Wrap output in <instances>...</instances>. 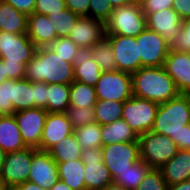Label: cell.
<instances>
[{
  "mask_svg": "<svg viewBox=\"0 0 190 190\" xmlns=\"http://www.w3.org/2000/svg\"><path fill=\"white\" fill-rule=\"evenodd\" d=\"M24 79L47 84H68L74 81V66L56 55L49 47H39L25 65Z\"/></svg>",
  "mask_w": 190,
  "mask_h": 190,
  "instance_id": "cell-1",
  "label": "cell"
},
{
  "mask_svg": "<svg viewBox=\"0 0 190 190\" xmlns=\"http://www.w3.org/2000/svg\"><path fill=\"white\" fill-rule=\"evenodd\" d=\"M133 96L164 103L176 98L178 92L174 80L161 67H141L131 74Z\"/></svg>",
  "mask_w": 190,
  "mask_h": 190,
  "instance_id": "cell-2",
  "label": "cell"
},
{
  "mask_svg": "<svg viewBox=\"0 0 190 190\" xmlns=\"http://www.w3.org/2000/svg\"><path fill=\"white\" fill-rule=\"evenodd\" d=\"M190 124V102L186 94L160 103L152 127L153 133L169 136L179 149V132Z\"/></svg>",
  "mask_w": 190,
  "mask_h": 190,
  "instance_id": "cell-3",
  "label": "cell"
},
{
  "mask_svg": "<svg viewBox=\"0 0 190 190\" xmlns=\"http://www.w3.org/2000/svg\"><path fill=\"white\" fill-rule=\"evenodd\" d=\"M146 28V16L138 2L114 8L109 19L105 22L106 35L137 37Z\"/></svg>",
  "mask_w": 190,
  "mask_h": 190,
  "instance_id": "cell-4",
  "label": "cell"
},
{
  "mask_svg": "<svg viewBox=\"0 0 190 190\" xmlns=\"http://www.w3.org/2000/svg\"><path fill=\"white\" fill-rule=\"evenodd\" d=\"M140 159L151 168L159 169L178 152L176 143L169 137L152 131L139 135Z\"/></svg>",
  "mask_w": 190,
  "mask_h": 190,
  "instance_id": "cell-5",
  "label": "cell"
},
{
  "mask_svg": "<svg viewBox=\"0 0 190 190\" xmlns=\"http://www.w3.org/2000/svg\"><path fill=\"white\" fill-rule=\"evenodd\" d=\"M159 103L135 96L124 102L121 119L139 136L151 131Z\"/></svg>",
  "mask_w": 190,
  "mask_h": 190,
  "instance_id": "cell-6",
  "label": "cell"
},
{
  "mask_svg": "<svg viewBox=\"0 0 190 190\" xmlns=\"http://www.w3.org/2000/svg\"><path fill=\"white\" fill-rule=\"evenodd\" d=\"M95 92L97 100L125 102L133 96L131 74L119 70L102 72Z\"/></svg>",
  "mask_w": 190,
  "mask_h": 190,
  "instance_id": "cell-7",
  "label": "cell"
},
{
  "mask_svg": "<svg viewBox=\"0 0 190 190\" xmlns=\"http://www.w3.org/2000/svg\"><path fill=\"white\" fill-rule=\"evenodd\" d=\"M36 150V148L26 147L23 150L6 154L0 178L9 190L28 181L32 156Z\"/></svg>",
  "mask_w": 190,
  "mask_h": 190,
  "instance_id": "cell-8",
  "label": "cell"
},
{
  "mask_svg": "<svg viewBox=\"0 0 190 190\" xmlns=\"http://www.w3.org/2000/svg\"><path fill=\"white\" fill-rule=\"evenodd\" d=\"M103 162L112 178L121 176L133 163L140 160L139 142L116 143L101 147Z\"/></svg>",
  "mask_w": 190,
  "mask_h": 190,
  "instance_id": "cell-9",
  "label": "cell"
},
{
  "mask_svg": "<svg viewBox=\"0 0 190 190\" xmlns=\"http://www.w3.org/2000/svg\"><path fill=\"white\" fill-rule=\"evenodd\" d=\"M141 67H161L170 51L169 43L157 32L146 28L136 37Z\"/></svg>",
  "mask_w": 190,
  "mask_h": 190,
  "instance_id": "cell-10",
  "label": "cell"
},
{
  "mask_svg": "<svg viewBox=\"0 0 190 190\" xmlns=\"http://www.w3.org/2000/svg\"><path fill=\"white\" fill-rule=\"evenodd\" d=\"M37 49L27 34L0 31V59L2 62L27 64L34 57Z\"/></svg>",
  "mask_w": 190,
  "mask_h": 190,
  "instance_id": "cell-11",
  "label": "cell"
},
{
  "mask_svg": "<svg viewBox=\"0 0 190 190\" xmlns=\"http://www.w3.org/2000/svg\"><path fill=\"white\" fill-rule=\"evenodd\" d=\"M48 112L43 108H30L15 112L14 118L26 147L38 149Z\"/></svg>",
  "mask_w": 190,
  "mask_h": 190,
  "instance_id": "cell-12",
  "label": "cell"
},
{
  "mask_svg": "<svg viewBox=\"0 0 190 190\" xmlns=\"http://www.w3.org/2000/svg\"><path fill=\"white\" fill-rule=\"evenodd\" d=\"M81 160L84 163V183L86 190H103L113 182L110 171L104 165L101 149H83Z\"/></svg>",
  "mask_w": 190,
  "mask_h": 190,
  "instance_id": "cell-13",
  "label": "cell"
},
{
  "mask_svg": "<svg viewBox=\"0 0 190 190\" xmlns=\"http://www.w3.org/2000/svg\"><path fill=\"white\" fill-rule=\"evenodd\" d=\"M113 48L119 71L134 73L140 69V56L136 37L105 35Z\"/></svg>",
  "mask_w": 190,
  "mask_h": 190,
  "instance_id": "cell-14",
  "label": "cell"
},
{
  "mask_svg": "<svg viewBox=\"0 0 190 190\" xmlns=\"http://www.w3.org/2000/svg\"><path fill=\"white\" fill-rule=\"evenodd\" d=\"M59 179L57 162L50 156L48 151L37 149L32 156L28 181L39 187L49 189Z\"/></svg>",
  "mask_w": 190,
  "mask_h": 190,
  "instance_id": "cell-15",
  "label": "cell"
},
{
  "mask_svg": "<svg viewBox=\"0 0 190 190\" xmlns=\"http://www.w3.org/2000/svg\"><path fill=\"white\" fill-rule=\"evenodd\" d=\"M73 133L74 129L65 113L48 112L38 149L48 151L63 138Z\"/></svg>",
  "mask_w": 190,
  "mask_h": 190,
  "instance_id": "cell-16",
  "label": "cell"
},
{
  "mask_svg": "<svg viewBox=\"0 0 190 190\" xmlns=\"http://www.w3.org/2000/svg\"><path fill=\"white\" fill-rule=\"evenodd\" d=\"M163 68L174 80L180 94L190 91V53L170 50Z\"/></svg>",
  "mask_w": 190,
  "mask_h": 190,
  "instance_id": "cell-17",
  "label": "cell"
},
{
  "mask_svg": "<svg viewBox=\"0 0 190 190\" xmlns=\"http://www.w3.org/2000/svg\"><path fill=\"white\" fill-rule=\"evenodd\" d=\"M106 35L105 23L88 16L79 17L69 38L79 48H91Z\"/></svg>",
  "mask_w": 190,
  "mask_h": 190,
  "instance_id": "cell-18",
  "label": "cell"
},
{
  "mask_svg": "<svg viewBox=\"0 0 190 190\" xmlns=\"http://www.w3.org/2000/svg\"><path fill=\"white\" fill-rule=\"evenodd\" d=\"M147 28L161 35L169 45L175 35L182 30V19L173 8L145 14Z\"/></svg>",
  "mask_w": 190,
  "mask_h": 190,
  "instance_id": "cell-19",
  "label": "cell"
},
{
  "mask_svg": "<svg viewBox=\"0 0 190 190\" xmlns=\"http://www.w3.org/2000/svg\"><path fill=\"white\" fill-rule=\"evenodd\" d=\"M27 35L37 48L48 47L58 38L51 19L38 13L28 15Z\"/></svg>",
  "mask_w": 190,
  "mask_h": 190,
  "instance_id": "cell-20",
  "label": "cell"
},
{
  "mask_svg": "<svg viewBox=\"0 0 190 190\" xmlns=\"http://www.w3.org/2000/svg\"><path fill=\"white\" fill-rule=\"evenodd\" d=\"M74 80L95 86L102 73L99 65L92 59L90 48H79L72 62Z\"/></svg>",
  "mask_w": 190,
  "mask_h": 190,
  "instance_id": "cell-21",
  "label": "cell"
},
{
  "mask_svg": "<svg viewBox=\"0 0 190 190\" xmlns=\"http://www.w3.org/2000/svg\"><path fill=\"white\" fill-rule=\"evenodd\" d=\"M159 169L167 186L190 179V150L179 149L177 154Z\"/></svg>",
  "mask_w": 190,
  "mask_h": 190,
  "instance_id": "cell-22",
  "label": "cell"
},
{
  "mask_svg": "<svg viewBox=\"0 0 190 190\" xmlns=\"http://www.w3.org/2000/svg\"><path fill=\"white\" fill-rule=\"evenodd\" d=\"M0 148L7 154L26 148L14 115L0 116Z\"/></svg>",
  "mask_w": 190,
  "mask_h": 190,
  "instance_id": "cell-23",
  "label": "cell"
},
{
  "mask_svg": "<svg viewBox=\"0 0 190 190\" xmlns=\"http://www.w3.org/2000/svg\"><path fill=\"white\" fill-rule=\"evenodd\" d=\"M28 16L16 10L9 3L0 2V31L13 34H27Z\"/></svg>",
  "mask_w": 190,
  "mask_h": 190,
  "instance_id": "cell-24",
  "label": "cell"
},
{
  "mask_svg": "<svg viewBox=\"0 0 190 190\" xmlns=\"http://www.w3.org/2000/svg\"><path fill=\"white\" fill-rule=\"evenodd\" d=\"M101 136L102 146L116 143L139 142V136L121 118L110 124L101 125Z\"/></svg>",
  "mask_w": 190,
  "mask_h": 190,
  "instance_id": "cell-25",
  "label": "cell"
},
{
  "mask_svg": "<svg viewBox=\"0 0 190 190\" xmlns=\"http://www.w3.org/2000/svg\"><path fill=\"white\" fill-rule=\"evenodd\" d=\"M57 164L60 180L72 190H86L84 183L85 166L81 159Z\"/></svg>",
  "mask_w": 190,
  "mask_h": 190,
  "instance_id": "cell-26",
  "label": "cell"
},
{
  "mask_svg": "<svg viewBox=\"0 0 190 190\" xmlns=\"http://www.w3.org/2000/svg\"><path fill=\"white\" fill-rule=\"evenodd\" d=\"M48 153L57 163H64L81 159L82 149L73 133L51 147Z\"/></svg>",
  "mask_w": 190,
  "mask_h": 190,
  "instance_id": "cell-27",
  "label": "cell"
},
{
  "mask_svg": "<svg viewBox=\"0 0 190 190\" xmlns=\"http://www.w3.org/2000/svg\"><path fill=\"white\" fill-rule=\"evenodd\" d=\"M13 114L17 111L34 108L33 82L28 79L13 80Z\"/></svg>",
  "mask_w": 190,
  "mask_h": 190,
  "instance_id": "cell-28",
  "label": "cell"
},
{
  "mask_svg": "<svg viewBox=\"0 0 190 190\" xmlns=\"http://www.w3.org/2000/svg\"><path fill=\"white\" fill-rule=\"evenodd\" d=\"M70 106V85L47 84V112L65 113Z\"/></svg>",
  "mask_w": 190,
  "mask_h": 190,
  "instance_id": "cell-29",
  "label": "cell"
},
{
  "mask_svg": "<svg viewBox=\"0 0 190 190\" xmlns=\"http://www.w3.org/2000/svg\"><path fill=\"white\" fill-rule=\"evenodd\" d=\"M90 50L92 59L99 65L102 72L118 70L113 48L106 36L92 46Z\"/></svg>",
  "mask_w": 190,
  "mask_h": 190,
  "instance_id": "cell-30",
  "label": "cell"
},
{
  "mask_svg": "<svg viewBox=\"0 0 190 190\" xmlns=\"http://www.w3.org/2000/svg\"><path fill=\"white\" fill-rule=\"evenodd\" d=\"M96 101L95 86L75 80L70 84V106L94 108Z\"/></svg>",
  "mask_w": 190,
  "mask_h": 190,
  "instance_id": "cell-31",
  "label": "cell"
},
{
  "mask_svg": "<svg viewBox=\"0 0 190 190\" xmlns=\"http://www.w3.org/2000/svg\"><path fill=\"white\" fill-rule=\"evenodd\" d=\"M150 169L151 167L140 159L121 173V176L115 177L113 182L124 186L128 190H135L141 184Z\"/></svg>",
  "mask_w": 190,
  "mask_h": 190,
  "instance_id": "cell-32",
  "label": "cell"
},
{
  "mask_svg": "<svg viewBox=\"0 0 190 190\" xmlns=\"http://www.w3.org/2000/svg\"><path fill=\"white\" fill-rule=\"evenodd\" d=\"M124 102L97 100L94 106L95 120L99 125L110 124L122 117Z\"/></svg>",
  "mask_w": 190,
  "mask_h": 190,
  "instance_id": "cell-33",
  "label": "cell"
},
{
  "mask_svg": "<svg viewBox=\"0 0 190 190\" xmlns=\"http://www.w3.org/2000/svg\"><path fill=\"white\" fill-rule=\"evenodd\" d=\"M74 135L82 150L88 148L101 149L102 147L101 125L97 122L74 129Z\"/></svg>",
  "mask_w": 190,
  "mask_h": 190,
  "instance_id": "cell-34",
  "label": "cell"
},
{
  "mask_svg": "<svg viewBox=\"0 0 190 190\" xmlns=\"http://www.w3.org/2000/svg\"><path fill=\"white\" fill-rule=\"evenodd\" d=\"M79 17V15L67 8L48 15V18H50L52 21L58 38L69 37V34L74 28V25L78 21Z\"/></svg>",
  "mask_w": 190,
  "mask_h": 190,
  "instance_id": "cell-35",
  "label": "cell"
},
{
  "mask_svg": "<svg viewBox=\"0 0 190 190\" xmlns=\"http://www.w3.org/2000/svg\"><path fill=\"white\" fill-rule=\"evenodd\" d=\"M94 108L69 106L65 112L73 129L96 122Z\"/></svg>",
  "mask_w": 190,
  "mask_h": 190,
  "instance_id": "cell-36",
  "label": "cell"
},
{
  "mask_svg": "<svg viewBox=\"0 0 190 190\" xmlns=\"http://www.w3.org/2000/svg\"><path fill=\"white\" fill-rule=\"evenodd\" d=\"M56 55L64 58V61L72 63L76 56L79 47L69 38H57L52 44L48 46Z\"/></svg>",
  "mask_w": 190,
  "mask_h": 190,
  "instance_id": "cell-37",
  "label": "cell"
},
{
  "mask_svg": "<svg viewBox=\"0 0 190 190\" xmlns=\"http://www.w3.org/2000/svg\"><path fill=\"white\" fill-rule=\"evenodd\" d=\"M135 190H167V184L161 170L151 168Z\"/></svg>",
  "mask_w": 190,
  "mask_h": 190,
  "instance_id": "cell-38",
  "label": "cell"
},
{
  "mask_svg": "<svg viewBox=\"0 0 190 190\" xmlns=\"http://www.w3.org/2000/svg\"><path fill=\"white\" fill-rule=\"evenodd\" d=\"M170 50L190 53V18L182 21V30L175 35Z\"/></svg>",
  "mask_w": 190,
  "mask_h": 190,
  "instance_id": "cell-39",
  "label": "cell"
},
{
  "mask_svg": "<svg viewBox=\"0 0 190 190\" xmlns=\"http://www.w3.org/2000/svg\"><path fill=\"white\" fill-rule=\"evenodd\" d=\"M114 8L109 0H90L89 17L106 22Z\"/></svg>",
  "mask_w": 190,
  "mask_h": 190,
  "instance_id": "cell-40",
  "label": "cell"
},
{
  "mask_svg": "<svg viewBox=\"0 0 190 190\" xmlns=\"http://www.w3.org/2000/svg\"><path fill=\"white\" fill-rule=\"evenodd\" d=\"M12 86L13 79L0 84V116L13 115Z\"/></svg>",
  "mask_w": 190,
  "mask_h": 190,
  "instance_id": "cell-41",
  "label": "cell"
},
{
  "mask_svg": "<svg viewBox=\"0 0 190 190\" xmlns=\"http://www.w3.org/2000/svg\"><path fill=\"white\" fill-rule=\"evenodd\" d=\"M66 9L65 0H36L34 13L50 15Z\"/></svg>",
  "mask_w": 190,
  "mask_h": 190,
  "instance_id": "cell-42",
  "label": "cell"
},
{
  "mask_svg": "<svg viewBox=\"0 0 190 190\" xmlns=\"http://www.w3.org/2000/svg\"><path fill=\"white\" fill-rule=\"evenodd\" d=\"M174 0H143L141 9L144 14L159 12L172 8Z\"/></svg>",
  "mask_w": 190,
  "mask_h": 190,
  "instance_id": "cell-43",
  "label": "cell"
},
{
  "mask_svg": "<svg viewBox=\"0 0 190 190\" xmlns=\"http://www.w3.org/2000/svg\"><path fill=\"white\" fill-rule=\"evenodd\" d=\"M34 108H43L47 111V83L33 82Z\"/></svg>",
  "mask_w": 190,
  "mask_h": 190,
  "instance_id": "cell-44",
  "label": "cell"
},
{
  "mask_svg": "<svg viewBox=\"0 0 190 190\" xmlns=\"http://www.w3.org/2000/svg\"><path fill=\"white\" fill-rule=\"evenodd\" d=\"M66 8L79 15L89 17L90 0H65Z\"/></svg>",
  "mask_w": 190,
  "mask_h": 190,
  "instance_id": "cell-45",
  "label": "cell"
},
{
  "mask_svg": "<svg viewBox=\"0 0 190 190\" xmlns=\"http://www.w3.org/2000/svg\"><path fill=\"white\" fill-rule=\"evenodd\" d=\"M5 64L6 77L8 79L20 80L25 76V63L3 62Z\"/></svg>",
  "mask_w": 190,
  "mask_h": 190,
  "instance_id": "cell-46",
  "label": "cell"
},
{
  "mask_svg": "<svg viewBox=\"0 0 190 190\" xmlns=\"http://www.w3.org/2000/svg\"><path fill=\"white\" fill-rule=\"evenodd\" d=\"M12 5L16 10L24 14L31 15L34 13L36 0H3Z\"/></svg>",
  "mask_w": 190,
  "mask_h": 190,
  "instance_id": "cell-47",
  "label": "cell"
},
{
  "mask_svg": "<svg viewBox=\"0 0 190 190\" xmlns=\"http://www.w3.org/2000/svg\"><path fill=\"white\" fill-rule=\"evenodd\" d=\"M172 8L182 20L190 18V0H174Z\"/></svg>",
  "mask_w": 190,
  "mask_h": 190,
  "instance_id": "cell-48",
  "label": "cell"
},
{
  "mask_svg": "<svg viewBox=\"0 0 190 190\" xmlns=\"http://www.w3.org/2000/svg\"><path fill=\"white\" fill-rule=\"evenodd\" d=\"M179 149L190 150V124L184 125L179 132Z\"/></svg>",
  "mask_w": 190,
  "mask_h": 190,
  "instance_id": "cell-49",
  "label": "cell"
},
{
  "mask_svg": "<svg viewBox=\"0 0 190 190\" xmlns=\"http://www.w3.org/2000/svg\"><path fill=\"white\" fill-rule=\"evenodd\" d=\"M13 190H49V189L39 187L34 183L26 181L24 183L17 185Z\"/></svg>",
  "mask_w": 190,
  "mask_h": 190,
  "instance_id": "cell-50",
  "label": "cell"
},
{
  "mask_svg": "<svg viewBox=\"0 0 190 190\" xmlns=\"http://www.w3.org/2000/svg\"><path fill=\"white\" fill-rule=\"evenodd\" d=\"M167 190H190V179L181 183L167 186Z\"/></svg>",
  "mask_w": 190,
  "mask_h": 190,
  "instance_id": "cell-51",
  "label": "cell"
},
{
  "mask_svg": "<svg viewBox=\"0 0 190 190\" xmlns=\"http://www.w3.org/2000/svg\"><path fill=\"white\" fill-rule=\"evenodd\" d=\"M49 190H72L62 180H58L55 185L49 188Z\"/></svg>",
  "mask_w": 190,
  "mask_h": 190,
  "instance_id": "cell-52",
  "label": "cell"
},
{
  "mask_svg": "<svg viewBox=\"0 0 190 190\" xmlns=\"http://www.w3.org/2000/svg\"><path fill=\"white\" fill-rule=\"evenodd\" d=\"M109 1L112 4L113 8H117L122 5H126L133 2V0H109Z\"/></svg>",
  "mask_w": 190,
  "mask_h": 190,
  "instance_id": "cell-53",
  "label": "cell"
},
{
  "mask_svg": "<svg viewBox=\"0 0 190 190\" xmlns=\"http://www.w3.org/2000/svg\"><path fill=\"white\" fill-rule=\"evenodd\" d=\"M6 80H8V78L6 77L5 64L0 59V84Z\"/></svg>",
  "mask_w": 190,
  "mask_h": 190,
  "instance_id": "cell-54",
  "label": "cell"
},
{
  "mask_svg": "<svg viewBox=\"0 0 190 190\" xmlns=\"http://www.w3.org/2000/svg\"><path fill=\"white\" fill-rule=\"evenodd\" d=\"M103 190H128V189L122 185L112 182L108 184Z\"/></svg>",
  "mask_w": 190,
  "mask_h": 190,
  "instance_id": "cell-55",
  "label": "cell"
},
{
  "mask_svg": "<svg viewBox=\"0 0 190 190\" xmlns=\"http://www.w3.org/2000/svg\"><path fill=\"white\" fill-rule=\"evenodd\" d=\"M6 152L0 148V172H1V169H2V166H3V163L5 161V156H6Z\"/></svg>",
  "mask_w": 190,
  "mask_h": 190,
  "instance_id": "cell-56",
  "label": "cell"
},
{
  "mask_svg": "<svg viewBox=\"0 0 190 190\" xmlns=\"http://www.w3.org/2000/svg\"><path fill=\"white\" fill-rule=\"evenodd\" d=\"M0 190H9V189L5 186V184H4V182L1 180V178H0Z\"/></svg>",
  "mask_w": 190,
  "mask_h": 190,
  "instance_id": "cell-57",
  "label": "cell"
},
{
  "mask_svg": "<svg viewBox=\"0 0 190 190\" xmlns=\"http://www.w3.org/2000/svg\"><path fill=\"white\" fill-rule=\"evenodd\" d=\"M186 96L189 98V102H190V91H188V92L186 93Z\"/></svg>",
  "mask_w": 190,
  "mask_h": 190,
  "instance_id": "cell-58",
  "label": "cell"
},
{
  "mask_svg": "<svg viewBox=\"0 0 190 190\" xmlns=\"http://www.w3.org/2000/svg\"><path fill=\"white\" fill-rule=\"evenodd\" d=\"M143 0H133V2L141 3Z\"/></svg>",
  "mask_w": 190,
  "mask_h": 190,
  "instance_id": "cell-59",
  "label": "cell"
}]
</instances>
